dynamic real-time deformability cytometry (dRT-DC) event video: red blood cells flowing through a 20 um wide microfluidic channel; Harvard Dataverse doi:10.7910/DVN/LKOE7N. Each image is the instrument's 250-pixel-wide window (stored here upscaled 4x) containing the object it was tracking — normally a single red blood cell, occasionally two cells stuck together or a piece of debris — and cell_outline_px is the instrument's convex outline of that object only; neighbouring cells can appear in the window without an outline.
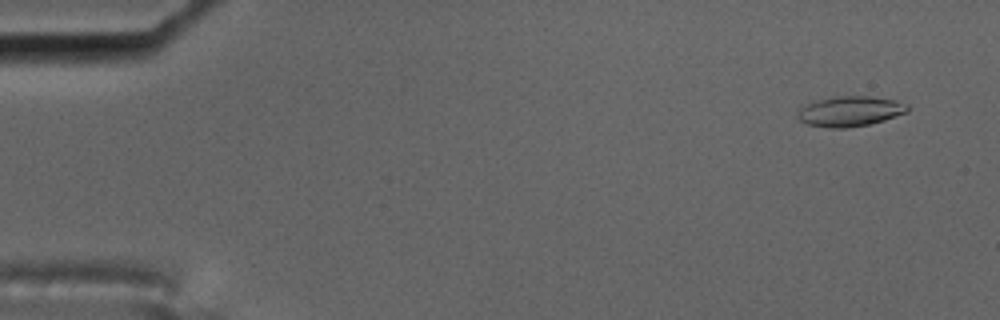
{"species": "common noctule bat (a hibernating species)", "species_latin": "Nyctalus noctula", "temperature_condition": "cold", "stored_images_in_passage": 58, "camera_frame_rate_fps": 3000, "um_per_image_px": 0.085, "animal": {"sex": "male", "body_mass_g": 17.5, "forearm_length_mm": 52.3}, "frame": {"image": 1, "passage_image": 4, "time_ms": 1.0, "image_size_px": [1000, 320], "cell_outline_px": [[908, 112], [884, 120], [868, 124], [848, 128], [828, 128], [808, 124], [800, 120], [796, 116], [796, 112], [804, 104], [816, 100], [836, 96], [868, 96], [896, 100], [908, 104]], "centroid_in_image_um": [72.23, 9.45], "position_along_channel_um": 12.8, "area_um2": 19.48}}
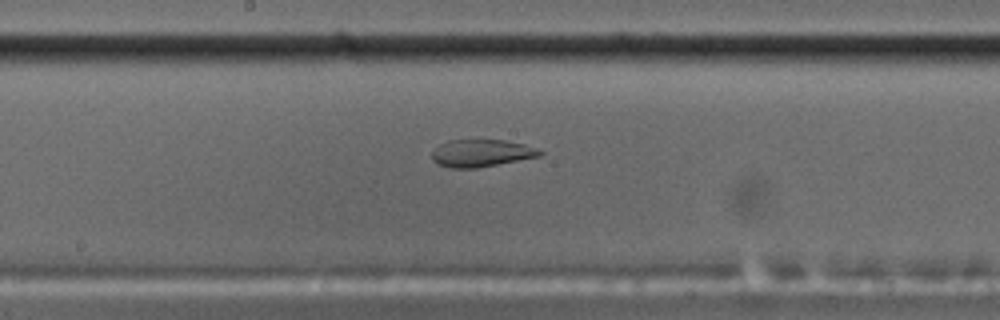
{"frame": {"image": 2, "passage_image": 31, "time_ms": 10.0, "image_size_px": [1000, 320], "cell_outline_px": [[544, 152], [540, 156], [476, 168], [448, 168], [436, 164], [432, 160], [432, 152], [440, 144], [448, 140], [504, 140], [524, 144]], "centroid_in_image_um": [40.87, 13.02], "position_along_channel_um": 207.3, "area_um2": 17.11}}
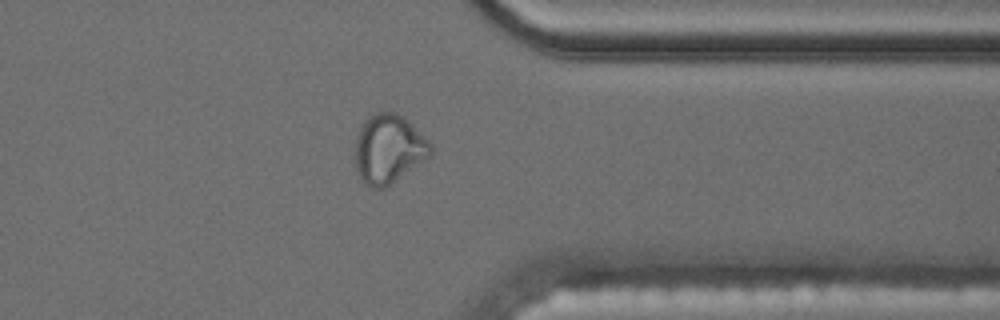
{"frame": {"image": 3, "passage_image": 46, "time_ms": 15.0, "image_size_px": [1000, 320], "cell_outline_px": [[432, 152], [428, 156], [384, 188], [372, 188], [364, 184], [356, 172], [352, 152], [356, 136], [364, 120], [372, 112], [396, 112], [404, 116], [432, 144]], "centroid_in_image_um": [32.95, 12.63], "position_along_channel_um": 378.4, "area_um2": 30.58}, "authors_computed_cell_mechanics": {"area_um2": 19.2763, "velocity_mm_per_s": 3.5253, "shape_relaxation_time_tau1_ms": null, "shape_relaxation_time_tau2_ms": 2.0075, "deformation_change_tau1": null, "deformation_change_tau2": 0.0852}}